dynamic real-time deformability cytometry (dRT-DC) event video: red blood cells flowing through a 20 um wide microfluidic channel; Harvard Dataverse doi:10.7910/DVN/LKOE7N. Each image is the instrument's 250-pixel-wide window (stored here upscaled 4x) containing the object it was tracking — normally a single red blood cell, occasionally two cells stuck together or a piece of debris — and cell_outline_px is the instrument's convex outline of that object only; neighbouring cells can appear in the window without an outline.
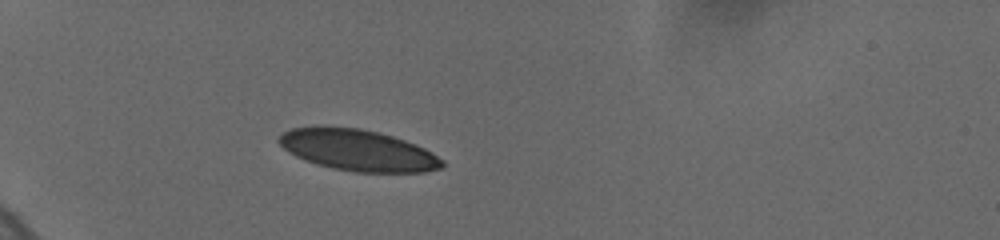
{"species": "human", "species_latin": "Homo sapiens", "temperature_condition": "cold", "stored_images_in_passage": 46, "camera_frame_rate_fps": 3000, "um_per_image_px": 0.085, "donor": {"sex": "female"}, "frame": {"image": 1, "passage_image": 1, "time_ms": 0.0, "image_size_px": [1000, 240], "cell_outline_px": [[444, 168], [424, 172], [356, 172], [332, 168], [316, 164], [304, 160], [288, 152], [276, 140], [284, 132], [292, 128], [320, 124], [324, 124], [360, 128], [380, 132], [416, 144], [432, 152], [444, 160]], "centroid_in_image_um": [30.4, 12.74], "position_along_channel_um": 54.6, "area_um2": 39.94}}
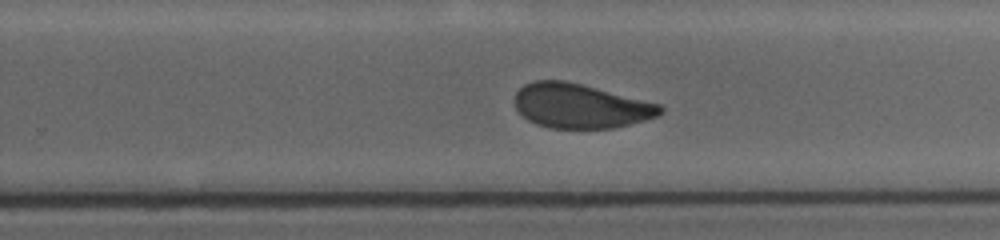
{"frame": {"image": 2, "passage_image": 23, "time_ms": 7.0, "image_size_px": [1000, 240], "cell_outline_px": [[664, 112], [660, 116], [612, 128], [548, 128], [536, 124], [528, 120], [516, 108], [516, 92], [524, 84], [532, 80], [564, 80], [660, 104], [664, 108]], "centroid_in_image_um": [49.33, 9.01], "position_along_channel_um": 280.5, "area_um2": 37.45}}
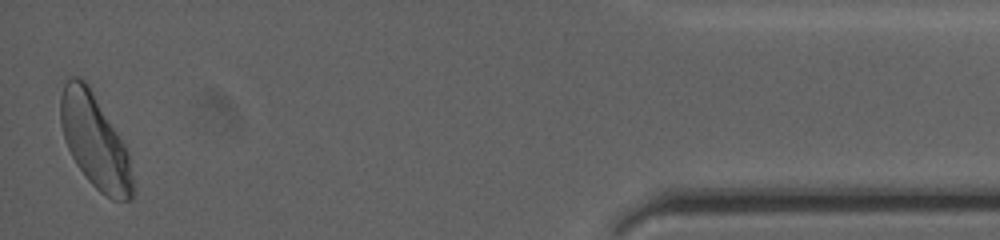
{"frame": {"image": 3, "passage_image": 44, "time_ms": 12.667, "image_size_px": [1000, 240], "cell_outline_px": [[136, 192], [128, 200], [112, 200], [100, 192], [84, 176], [76, 164], [68, 148], [60, 124], [60, 96], [64, 84], [72, 76], [76, 76], [84, 80], [88, 84], [124, 144], [128, 152], [136, 188]], "centroid_in_image_um": [8.08, 12.05], "position_along_channel_um": 427.1, "area_um2": 39.36}, "authors_computed_cell_mechanics": {"area_um2": 39.5352, "velocity_mm_per_s": 3.6752, "shape_relaxation_time_tau1_ms": 5.704, "shape_relaxation_time_tau2_ms": 1.33, "deformation_change_tau1": 0.1351, "deformation_change_tau2": 0.0551}}